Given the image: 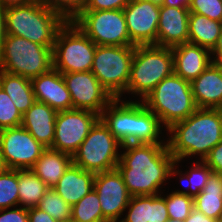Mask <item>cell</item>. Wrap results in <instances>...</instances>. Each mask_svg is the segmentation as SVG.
I'll use <instances>...</instances> for the list:
<instances>
[{"mask_svg": "<svg viewBox=\"0 0 222 222\" xmlns=\"http://www.w3.org/2000/svg\"><path fill=\"white\" fill-rule=\"evenodd\" d=\"M117 169L131 196L158 195L163 183L174 175L175 159L167 142L157 144L129 143Z\"/></svg>", "mask_w": 222, "mask_h": 222, "instance_id": "cell-1", "label": "cell"}, {"mask_svg": "<svg viewBox=\"0 0 222 222\" xmlns=\"http://www.w3.org/2000/svg\"><path fill=\"white\" fill-rule=\"evenodd\" d=\"M166 131L171 134L167 146L175 163L192 155H199L200 161H203L222 140V115L219 109L197 108Z\"/></svg>", "mask_w": 222, "mask_h": 222, "instance_id": "cell-2", "label": "cell"}, {"mask_svg": "<svg viewBox=\"0 0 222 222\" xmlns=\"http://www.w3.org/2000/svg\"><path fill=\"white\" fill-rule=\"evenodd\" d=\"M100 119L122 145L163 143L158 139L163 129L161 122L142 101L140 103L139 101H121L119 98L113 99L102 111Z\"/></svg>", "mask_w": 222, "mask_h": 222, "instance_id": "cell-3", "label": "cell"}, {"mask_svg": "<svg viewBox=\"0 0 222 222\" xmlns=\"http://www.w3.org/2000/svg\"><path fill=\"white\" fill-rule=\"evenodd\" d=\"M6 34L53 48L56 35L66 20L39 0L4 9Z\"/></svg>", "mask_w": 222, "mask_h": 222, "instance_id": "cell-4", "label": "cell"}, {"mask_svg": "<svg viewBox=\"0 0 222 222\" xmlns=\"http://www.w3.org/2000/svg\"><path fill=\"white\" fill-rule=\"evenodd\" d=\"M166 129L186 119L198 107L194 101L190 82L176 74L164 78L143 100Z\"/></svg>", "mask_w": 222, "mask_h": 222, "instance_id": "cell-5", "label": "cell"}, {"mask_svg": "<svg viewBox=\"0 0 222 222\" xmlns=\"http://www.w3.org/2000/svg\"><path fill=\"white\" fill-rule=\"evenodd\" d=\"M174 73L172 49L157 45H137L130 67L127 93L142 100L166 77Z\"/></svg>", "mask_w": 222, "mask_h": 222, "instance_id": "cell-6", "label": "cell"}, {"mask_svg": "<svg viewBox=\"0 0 222 222\" xmlns=\"http://www.w3.org/2000/svg\"><path fill=\"white\" fill-rule=\"evenodd\" d=\"M53 68V48L6 34L0 50V70L33 79Z\"/></svg>", "mask_w": 222, "mask_h": 222, "instance_id": "cell-7", "label": "cell"}, {"mask_svg": "<svg viewBox=\"0 0 222 222\" xmlns=\"http://www.w3.org/2000/svg\"><path fill=\"white\" fill-rule=\"evenodd\" d=\"M96 44L73 22L59 29L53 47V68L60 73L91 71Z\"/></svg>", "mask_w": 222, "mask_h": 222, "instance_id": "cell-8", "label": "cell"}, {"mask_svg": "<svg viewBox=\"0 0 222 222\" xmlns=\"http://www.w3.org/2000/svg\"><path fill=\"white\" fill-rule=\"evenodd\" d=\"M135 45H96L91 72L113 99L127 92Z\"/></svg>", "mask_w": 222, "mask_h": 222, "instance_id": "cell-9", "label": "cell"}, {"mask_svg": "<svg viewBox=\"0 0 222 222\" xmlns=\"http://www.w3.org/2000/svg\"><path fill=\"white\" fill-rule=\"evenodd\" d=\"M122 144L99 119L72 156L73 164L94 173L116 169Z\"/></svg>", "mask_w": 222, "mask_h": 222, "instance_id": "cell-10", "label": "cell"}, {"mask_svg": "<svg viewBox=\"0 0 222 222\" xmlns=\"http://www.w3.org/2000/svg\"><path fill=\"white\" fill-rule=\"evenodd\" d=\"M73 22L96 45H134L130 41L123 10L82 11Z\"/></svg>", "mask_w": 222, "mask_h": 222, "instance_id": "cell-11", "label": "cell"}, {"mask_svg": "<svg viewBox=\"0 0 222 222\" xmlns=\"http://www.w3.org/2000/svg\"><path fill=\"white\" fill-rule=\"evenodd\" d=\"M100 115L83 109L58 111L52 149L73 156Z\"/></svg>", "mask_w": 222, "mask_h": 222, "instance_id": "cell-12", "label": "cell"}, {"mask_svg": "<svg viewBox=\"0 0 222 222\" xmlns=\"http://www.w3.org/2000/svg\"><path fill=\"white\" fill-rule=\"evenodd\" d=\"M45 149L22 125L0 130V153L7 169H30Z\"/></svg>", "mask_w": 222, "mask_h": 222, "instance_id": "cell-13", "label": "cell"}, {"mask_svg": "<svg viewBox=\"0 0 222 222\" xmlns=\"http://www.w3.org/2000/svg\"><path fill=\"white\" fill-rule=\"evenodd\" d=\"M74 109L102 114L113 100L91 71L62 74Z\"/></svg>", "mask_w": 222, "mask_h": 222, "instance_id": "cell-14", "label": "cell"}, {"mask_svg": "<svg viewBox=\"0 0 222 222\" xmlns=\"http://www.w3.org/2000/svg\"><path fill=\"white\" fill-rule=\"evenodd\" d=\"M94 189L98 194L103 222H118L132 197L118 169L95 173Z\"/></svg>", "mask_w": 222, "mask_h": 222, "instance_id": "cell-15", "label": "cell"}, {"mask_svg": "<svg viewBox=\"0 0 222 222\" xmlns=\"http://www.w3.org/2000/svg\"><path fill=\"white\" fill-rule=\"evenodd\" d=\"M130 41L135 45H156L160 5L131 0L123 9Z\"/></svg>", "mask_w": 222, "mask_h": 222, "instance_id": "cell-16", "label": "cell"}, {"mask_svg": "<svg viewBox=\"0 0 222 222\" xmlns=\"http://www.w3.org/2000/svg\"><path fill=\"white\" fill-rule=\"evenodd\" d=\"M35 101L46 103L56 111L73 109L70 92L62 73L52 68L50 71L31 79Z\"/></svg>", "mask_w": 222, "mask_h": 222, "instance_id": "cell-17", "label": "cell"}, {"mask_svg": "<svg viewBox=\"0 0 222 222\" xmlns=\"http://www.w3.org/2000/svg\"><path fill=\"white\" fill-rule=\"evenodd\" d=\"M189 9L160 5L157 46L173 48L188 42Z\"/></svg>", "mask_w": 222, "mask_h": 222, "instance_id": "cell-18", "label": "cell"}, {"mask_svg": "<svg viewBox=\"0 0 222 222\" xmlns=\"http://www.w3.org/2000/svg\"><path fill=\"white\" fill-rule=\"evenodd\" d=\"M172 49L174 74L189 82L196 79L211 63V51L190 42Z\"/></svg>", "mask_w": 222, "mask_h": 222, "instance_id": "cell-19", "label": "cell"}, {"mask_svg": "<svg viewBox=\"0 0 222 222\" xmlns=\"http://www.w3.org/2000/svg\"><path fill=\"white\" fill-rule=\"evenodd\" d=\"M190 85L198 108L222 106V66L211 63Z\"/></svg>", "mask_w": 222, "mask_h": 222, "instance_id": "cell-20", "label": "cell"}, {"mask_svg": "<svg viewBox=\"0 0 222 222\" xmlns=\"http://www.w3.org/2000/svg\"><path fill=\"white\" fill-rule=\"evenodd\" d=\"M57 113L46 103L35 101L23 114L22 126L44 147L51 148Z\"/></svg>", "mask_w": 222, "mask_h": 222, "instance_id": "cell-21", "label": "cell"}, {"mask_svg": "<svg viewBox=\"0 0 222 222\" xmlns=\"http://www.w3.org/2000/svg\"><path fill=\"white\" fill-rule=\"evenodd\" d=\"M94 179V172L83 170L72 163L53 189L73 206L94 188Z\"/></svg>", "mask_w": 222, "mask_h": 222, "instance_id": "cell-22", "label": "cell"}, {"mask_svg": "<svg viewBox=\"0 0 222 222\" xmlns=\"http://www.w3.org/2000/svg\"><path fill=\"white\" fill-rule=\"evenodd\" d=\"M72 163V156L52 148H46L30 170L48 188H54Z\"/></svg>", "mask_w": 222, "mask_h": 222, "instance_id": "cell-23", "label": "cell"}, {"mask_svg": "<svg viewBox=\"0 0 222 222\" xmlns=\"http://www.w3.org/2000/svg\"><path fill=\"white\" fill-rule=\"evenodd\" d=\"M0 87L23 115L35 102L31 80L0 70Z\"/></svg>", "mask_w": 222, "mask_h": 222, "instance_id": "cell-24", "label": "cell"}, {"mask_svg": "<svg viewBox=\"0 0 222 222\" xmlns=\"http://www.w3.org/2000/svg\"><path fill=\"white\" fill-rule=\"evenodd\" d=\"M188 29V42L212 51L218 42L222 22L209 19L197 13H190Z\"/></svg>", "mask_w": 222, "mask_h": 222, "instance_id": "cell-25", "label": "cell"}, {"mask_svg": "<svg viewBox=\"0 0 222 222\" xmlns=\"http://www.w3.org/2000/svg\"><path fill=\"white\" fill-rule=\"evenodd\" d=\"M194 208L209 218L218 219L222 212V175L210 174L203 191L194 198Z\"/></svg>", "mask_w": 222, "mask_h": 222, "instance_id": "cell-26", "label": "cell"}, {"mask_svg": "<svg viewBox=\"0 0 222 222\" xmlns=\"http://www.w3.org/2000/svg\"><path fill=\"white\" fill-rule=\"evenodd\" d=\"M49 188L30 169L18 170V205L24 208L37 207Z\"/></svg>", "mask_w": 222, "mask_h": 222, "instance_id": "cell-27", "label": "cell"}, {"mask_svg": "<svg viewBox=\"0 0 222 222\" xmlns=\"http://www.w3.org/2000/svg\"><path fill=\"white\" fill-rule=\"evenodd\" d=\"M71 222H103L101 205L94 188L72 206Z\"/></svg>", "mask_w": 222, "mask_h": 222, "instance_id": "cell-28", "label": "cell"}, {"mask_svg": "<svg viewBox=\"0 0 222 222\" xmlns=\"http://www.w3.org/2000/svg\"><path fill=\"white\" fill-rule=\"evenodd\" d=\"M37 207L59 222H71L72 206L66 203L53 188L46 191Z\"/></svg>", "mask_w": 222, "mask_h": 222, "instance_id": "cell-29", "label": "cell"}, {"mask_svg": "<svg viewBox=\"0 0 222 222\" xmlns=\"http://www.w3.org/2000/svg\"><path fill=\"white\" fill-rule=\"evenodd\" d=\"M180 173V174H179ZM212 173V170L202 161L200 163L197 161L192 165V168L184 173H181L179 170L174 169V175H181L180 180L186 179L187 182V189L189 191H183L186 193L189 197H192L193 199L201 192L203 191L205 185L208 182V179L210 177V174ZM182 175L184 177H182Z\"/></svg>", "mask_w": 222, "mask_h": 222, "instance_id": "cell-30", "label": "cell"}, {"mask_svg": "<svg viewBox=\"0 0 222 222\" xmlns=\"http://www.w3.org/2000/svg\"><path fill=\"white\" fill-rule=\"evenodd\" d=\"M18 200V170L6 168L0 174V209H10Z\"/></svg>", "mask_w": 222, "mask_h": 222, "instance_id": "cell-31", "label": "cell"}, {"mask_svg": "<svg viewBox=\"0 0 222 222\" xmlns=\"http://www.w3.org/2000/svg\"><path fill=\"white\" fill-rule=\"evenodd\" d=\"M169 219L184 221L194 209V199L177 190L166 196Z\"/></svg>", "mask_w": 222, "mask_h": 222, "instance_id": "cell-32", "label": "cell"}, {"mask_svg": "<svg viewBox=\"0 0 222 222\" xmlns=\"http://www.w3.org/2000/svg\"><path fill=\"white\" fill-rule=\"evenodd\" d=\"M127 209L128 214L119 222H150L151 195L132 196Z\"/></svg>", "mask_w": 222, "mask_h": 222, "instance_id": "cell-33", "label": "cell"}, {"mask_svg": "<svg viewBox=\"0 0 222 222\" xmlns=\"http://www.w3.org/2000/svg\"><path fill=\"white\" fill-rule=\"evenodd\" d=\"M23 115L0 87V130L22 125Z\"/></svg>", "mask_w": 222, "mask_h": 222, "instance_id": "cell-34", "label": "cell"}, {"mask_svg": "<svg viewBox=\"0 0 222 222\" xmlns=\"http://www.w3.org/2000/svg\"><path fill=\"white\" fill-rule=\"evenodd\" d=\"M66 21H73L85 8L87 0H39Z\"/></svg>", "mask_w": 222, "mask_h": 222, "instance_id": "cell-35", "label": "cell"}, {"mask_svg": "<svg viewBox=\"0 0 222 222\" xmlns=\"http://www.w3.org/2000/svg\"><path fill=\"white\" fill-rule=\"evenodd\" d=\"M188 9L190 13L222 22V0H191Z\"/></svg>", "mask_w": 222, "mask_h": 222, "instance_id": "cell-36", "label": "cell"}, {"mask_svg": "<svg viewBox=\"0 0 222 222\" xmlns=\"http://www.w3.org/2000/svg\"><path fill=\"white\" fill-rule=\"evenodd\" d=\"M168 220L166 197H162L161 194L151 195L150 222H167Z\"/></svg>", "mask_w": 222, "mask_h": 222, "instance_id": "cell-37", "label": "cell"}, {"mask_svg": "<svg viewBox=\"0 0 222 222\" xmlns=\"http://www.w3.org/2000/svg\"><path fill=\"white\" fill-rule=\"evenodd\" d=\"M131 0H87L83 11L123 10Z\"/></svg>", "mask_w": 222, "mask_h": 222, "instance_id": "cell-38", "label": "cell"}, {"mask_svg": "<svg viewBox=\"0 0 222 222\" xmlns=\"http://www.w3.org/2000/svg\"><path fill=\"white\" fill-rule=\"evenodd\" d=\"M203 162L212 172L222 175V140L210 150Z\"/></svg>", "mask_w": 222, "mask_h": 222, "instance_id": "cell-39", "label": "cell"}, {"mask_svg": "<svg viewBox=\"0 0 222 222\" xmlns=\"http://www.w3.org/2000/svg\"><path fill=\"white\" fill-rule=\"evenodd\" d=\"M0 222H29L28 208L0 209Z\"/></svg>", "mask_w": 222, "mask_h": 222, "instance_id": "cell-40", "label": "cell"}, {"mask_svg": "<svg viewBox=\"0 0 222 222\" xmlns=\"http://www.w3.org/2000/svg\"><path fill=\"white\" fill-rule=\"evenodd\" d=\"M29 222H59L38 207L28 208Z\"/></svg>", "mask_w": 222, "mask_h": 222, "instance_id": "cell-41", "label": "cell"}, {"mask_svg": "<svg viewBox=\"0 0 222 222\" xmlns=\"http://www.w3.org/2000/svg\"><path fill=\"white\" fill-rule=\"evenodd\" d=\"M184 222H217V220L207 217L205 214L194 208Z\"/></svg>", "mask_w": 222, "mask_h": 222, "instance_id": "cell-42", "label": "cell"}, {"mask_svg": "<svg viewBox=\"0 0 222 222\" xmlns=\"http://www.w3.org/2000/svg\"><path fill=\"white\" fill-rule=\"evenodd\" d=\"M211 55L215 56L212 63L222 66V29L218 38L216 46L212 49Z\"/></svg>", "mask_w": 222, "mask_h": 222, "instance_id": "cell-43", "label": "cell"}, {"mask_svg": "<svg viewBox=\"0 0 222 222\" xmlns=\"http://www.w3.org/2000/svg\"><path fill=\"white\" fill-rule=\"evenodd\" d=\"M191 0H164L163 6L189 8Z\"/></svg>", "mask_w": 222, "mask_h": 222, "instance_id": "cell-44", "label": "cell"}, {"mask_svg": "<svg viewBox=\"0 0 222 222\" xmlns=\"http://www.w3.org/2000/svg\"><path fill=\"white\" fill-rule=\"evenodd\" d=\"M2 6H0V50L2 48V43L6 36V27H5V12Z\"/></svg>", "mask_w": 222, "mask_h": 222, "instance_id": "cell-45", "label": "cell"}, {"mask_svg": "<svg viewBox=\"0 0 222 222\" xmlns=\"http://www.w3.org/2000/svg\"><path fill=\"white\" fill-rule=\"evenodd\" d=\"M34 0H0V6L3 8L9 7V6H14V5H23L30 3Z\"/></svg>", "mask_w": 222, "mask_h": 222, "instance_id": "cell-46", "label": "cell"}, {"mask_svg": "<svg viewBox=\"0 0 222 222\" xmlns=\"http://www.w3.org/2000/svg\"><path fill=\"white\" fill-rule=\"evenodd\" d=\"M6 169L5 164L3 162L1 153H0V174Z\"/></svg>", "mask_w": 222, "mask_h": 222, "instance_id": "cell-47", "label": "cell"}, {"mask_svg": "<svg viewBox=\"0 0 222 222\" xmlns=\"http://www.w3.org/2000/svg\"><path fill=\"white\" fill-rule=\"evenodd\" d=\"M146 1L158 4V5H162L164 0H146Z\"/></svg>", "mask_w": 222, "mask_h": 222, "instance_id": "cell-48", "label": "cell"}, {"mask_svg": "<svg viewBox=\"0 0 222 222\" xmlns=\"http://www.w3.org/2000/svg\"><path fill=\"white\" fill-rule=\"evenodd\" d=\"M217 222H222V212L220 213L218 219H217Z\"/></svg>", "mask_w": 222, "mask_h": 222, "instance_id": "cell-49", "label": "cell"}, {"mask_svg": "<svg viewBox=\"0 0 222 222\" xmlns=\"http://www.w3.org/2000/svg\"><path fill=\"white\" fill-rule=\"evenodd\" d=\"M167 222H184V221L169 219Z\"/></svg>", "mask_w": 222, "mask_h": 222, "instance_id": "cell-50", "label": "cell"}, {"mask_svg": "<svg viewBox=\"0 0 222 222\" xmlns=\"http://www.w3.org/2000/svg\"><path fill=\"white\" fill-rule=\"evenodd\" d=\"M219 111H220V113H221V115H222V106L219 108Z\"/></svg>", "mask_w": 222, "mask_h": 222, "instance_id": "cell-51", "label": "cell"}]
</instances>
